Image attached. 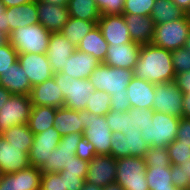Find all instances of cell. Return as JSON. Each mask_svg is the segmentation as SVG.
<instances>
[{"instance_id":"obj_1","label":"cell","mask_w":190,"mask_h":190,"mask_svg":"<svg viewBox=\"0 0 190 190\" xmlns=\"http://www.w3.org/2000/svg\"><path fill=\"white\" fill-rule=\"evenodd\" d=\"M175 75L170 50L152 43L141 46L133 77L159 84L174 81Z\"/></svg>"},{"instance_id":"obj_2","label":"cell","mask_w":190,"mask_h":190,"mask_svg":"<svg viewBox=\"0 0 190 190\" xmlns=\"http://www.w3.org/2000/svg\"><path fill=\"white\" fill-rule=\"evenodd\" d=\"M152 121L139 127L142 138L150 147H168L177 138L180 118L153 111Z\"/></svg>"},{"instance_id":"obj_3","label":"cell","mask_w":190,"mask_h":190,"mask_svg":"<svg viewBox=\"0 0 190 190\" xmlns=\"http://www.w3.org/2000/svg\"><path fill=\"white\" fill-rule=\"evenodd\" d=\"M51 32L42 25L20 27L9 34V42L19 53L46 54Z\"/></svg>"},{"instance_id":"obj_4","label":"cell","mask_w":190,"mask_h":190,"mask_svg":"<svg viewBox=\"0 0 190 190\" xmlns=\"http://www.w3.org/2000/svg\"><path fill=\"white\" fill-rule=\"evenodd\" d=\"M133 78V70L114 68L100 63L89 77L95 90L113 94H127L126 88Z\"/></svg>"},{"instance_id":"obj_5","label":"cell","mask_w":190,"mask_h":190,"mask_svg":"<svg viewBox=\"0 0 190 190\" xmlns=\"http://www.w3.org/2000/svg\"><path fill=\"white\" fill-rule=\"evenodd\" d=\"M53 77L65 98L64 107L76 111L86 108L87 101L91 98V93L95 90L89 78L75 79L62 72H55Z\"/></svg>"},{"instance_id":"obj_6","label":"cell","mask_w":190,"mask_h":190,"mask_svg":"<svg viewBox=\"0 0 190 190\" xmlns=\"http://www.w3.org/2000/svg\"><path fill=\"white\" fill-rule=\"evenodd\" d=\"M146 169L144 157L119 158L115 181L125 190H150L146 181Z\"/></svg>"},{"instance_id":"obj_7","label":"cell","mask_w":190,"mask_h":190,"mask_svg":"<svg viewBox=\"0 0 190 190\" xmlns=\"http://www.w3.org/2000/svg\"><path fill=\"white\" fill-rule=\"evenodd\" d=\"M84 123L83 136L94 145L97 155H110L112 130L105 116L94 115L86 109L78 110Z\"/></svg>"},{"instance_id":"obj_8","label":"cell","mask_w":190,"mask_h":190,"mask_svg":"<svg viewBox=\"0 0 190 190\" xmlns=\"http://www.w3.org/2000/svg\"><path fill=\"white\" fill-rule=\"evenodd\" d=\"M190 31V22L185 15L177 20L156 24L152 44L163 49L182 48Z\"/></svg>"},{"instance_id":"obj_9","label":"cell","mask_w":190,"mask_h":190,"mask_svg":"<svg viewBox=\"0 0 190 190\" xmlns=\"http://www.w3.org/2000/svg\"><path fill=\"white\" fill-rule=\"evenodd\" d=\"M183 98L184 93L177 87L175 81L155 84L152 110L181 119Z\"/></svg>"},{"instance_id":"obj_10","label":"cell","mask_w":190,"mask_h":190,"mask_svg":"<svg viewBox=\"0 0 190 190\" xmlns=\"http://www.w3.org/2000/svg\"><path fill=\"white\" fill-rule=\"evenodd\" d=\"M31 109L30 95L12 94L0 109V135L14 125L27 124Z\"/></svg>"},{"instance_id":"obj_11","label":"cell","mask_w":190,"mask_h":190,"mask_svg":"<svg viewBox=\"0 0 190 190\" xmlns=\"http://www.w3.org/2000/svg\"><path fill=\"white\" fill-rule=\"evenodd\" d=\"M83 133H72L61 137L56 149L46 159L40 168L42 173H53L62 171L75 157V152Z\"/></svg>"},{"instance_id":"obj_12","label":"cell","mask_w":190,"mask_h":190,"mask_svg":"<svg viewBox=\"0 0 190 190\" xmlns=\"http://www.w3.org/2000/svg\"><path fill=\"white\" fill-rule=\"evenodd\" d=\"M117 159L112 155H97L88 164L86 183L105 187L115 182Z\"/></svg>"},{"instance_id":"obj_13","label":"cell","mask_w":190,"mask_h":190,"mask_svg":"<svg viewBox=\"0 0 190 190\" xmlns=\"http://www.w3.org/2000/svg\"><path fill=\"white\" fill-rule=\"evenodd\" d=\"M18 61L32 87L53 77L54 73L46 54L19 53Z\"/></svg>"},{"instance_id":"obj_14","label":"cell","mask_w":190,"mask_h":190,"mask_svg":"<svg viewBox=\"0 0 190 190\" xmlns=\"http://www.w3.org/2000/svg\"><path fill=\"white\" fill-rule=\"evenodd\" d=\"M60 140L61 135L54 127L34 134V142L28 154L30 165L41 168L51 155V151L56 149Z\"/></svg>"},{"instance_id":"obj_15","label":"cell","mask_w":190,"mask_h":190,"mask_svg":"<svg viewBox=\"0 0 190 190\" xmlns=\"http://www.w3.org/2000/svg\"><path fill=\"white\" fill-rule=\"evenodd\" d=\"M31 147H16L0 135V168L4 174H13L27 168Z\"/></svg>"},{"instance_id":"obj_16","label":"cell","mask_w":190,"mask_h":190,"mask_svg":"<svg viewBox=\"0 0 190 190\" xmlns=\"http://www.w3.org/2000/svg\"><path fill=\"white\" fill-rule=\"evenodd\" d=\"M42 171L29 165L13 174H4L0 181V190H40Z\"/></svg>"},{"instance_id":"obj_17","label":"cell","mask_w":190,"mask_h":190,"mask_svg":"<svg viewBox=\"0 0 190 190\" xmlns=\"http://www.w3.org/2000/svg\"><path fill=\"white\" fill-rule=\"evenodd\" d=\"M103 38L109 45L126 44L132 42L123 14L101 15L97 22Z\"/></svg>"},{"instance_id":"obj_18","label":"cell","mask_w":190,"mask_h":190,"mask_svg":"<svg viewBox=\"0 0 190 190\" xmlns=\"http://www.w3.org/2000/svg\"><path fill=\"white\" fill-rule=\"evenodd\" d=\"M141 44L134 41L126 44L109 45L106 58L103 63L114 68H126L133 70L138 61Z\"/></svg>"},{"instance_id":"obj_19","label":"cell","mask_w":190,"mask_h":190,"mask_svg":"<svg viewBox=\"0 0 190 190\" xmlns=\"http://www.w3.org/2000/svg\"><path fill=\"white\" fill-rule=\"evenodd\" d=\"M39 24L51 33L61 32L63 26L70 19L67 6L37 1Z\"/></svg>"},{"instance_id":"obj_20","label":"cell","mask_w":190,"mask_h":190,"mask_svg":"<svg viewBox=\"0 0 190 190\" xmlns=\"http://www.w3.org/2000/svg\"><path fill=\"white\" fill-rule=\"evenodd\" d=\"M64 99L63 93L55 82L54 77L32 87L30 92L32 105L59 108L64 107Z\"/></svg>"},{"instance_id":"obj_21","label":"cell","mask_w":190,"mask_h":190,"mask_svg":"<svg viewBox=\"0 0 190 190\" xmlns=\"http://www.w3.org/2000/svg\"><path fill=\"white\" fill-rule=\"evenodd\" d=\"M76 49L77 47L69 42L61 32L50 34L46 55L51 64L53 73L60 72L62 70L67 58Z\"/></svg>"},{"instance_id":"obj_22","label":"cell","mask_w":190,"mask_h":190,"mask_svg":"<svg viewBox=\"0 0 190 190\" xmlns=\"http://www.w3.org/2000/svg\"><path fill=\"white\" fill-rule=\"evenodd\" d=\"M101 62L92 55L75 50L64 64L60 72L75 79H87Z\"/></svg>"},{"instance_id":"obj_23","label":"cell","mask_w":190,"mask_h":190,"mask_svg":"<svg viewBox=\"0 0 190 190\" xmlns=\"http://www.w3.org/2000/svg\"><path fill=\"white\" fill-rule=\"evenodd\" d=\"M123 16L132 41L141 45L152 43L156 24L151 16L137 14H123Z\"/></svg>"},{"instance_id":"obj_24","label":"cell","mask_w":190,"mask_h":190,"mask_svg":"<svg viewBox=\"0 0 190 190\" xmlns=\"http://www.w3.org/2000/svg\"><path fill=\"white\" fill-rule=\"evenodd\" d=\"M126 91L131 107L152 109L155 92L154 83L133 77L126 88Z\"/></svg>"},{"instance_id":"obj_25","label":"cell","mask_w":190,"mask_h":190,"mask_svg":"<svg viewBox=\"0 0 190 190\" xmlns=\"http://www.w3.org/2000/svg\"><path fill=\"white\" fill-rule=\"evenodd\" d=\"M0 85L12 94L30 95L32 86L17 60L5 73L0 74Z\"/></svg>"},{"instance_id":"obj_26","label":"cell","mask_w":190,"mask_h":190,"mask_svg":"<svg viewBox=\"0 0 190 190\" xmlns=\"http://www.w3.org/2000/svg\"><path fill=\"white\" fill-rule=\"evenodd\" d=\"M10 33L17 28L38 24L37 1L8 7L6 9Z\"/></svg>"},{"instance_id":"obj_27","label":"cell","mask_w":190,"mask_h":190,"mask_svg":"<svg viewBox=\"0 0 190 190\" xmlns=\"http://www.w3.org/2000/svg\"><path fill=\"white\" fill-rule=\"evenodd\" d=\"M81 114L73 109L59 107L54 118V128L61 137L72 133H84Z\"/></svg>"},{"instance_id":"obj_28","label":"cell","mask_w":190,"mask_h":190,"mask_svg":"<svg viewBox=\"0 0 190 190\" xmlns=\"http://www.w3.org/2000/svg\"><path fill=\"white\" fill-rule=\"evenodd\" d=\"M108 47L109 44L103 38L102 32L97 25L84 36L77 46V50L92 55L102 63L106 58Z\"/></svg>"},{"instance_id":"obj_29","label":"cell","mask_w":190,"mask_h":190,"mask_svg":"<svg viewBox=\"0 0 190 190\" xmlns=\"http://www.w3.org/2000/svg\"><path fill=\"white\" fill-rule=\"evenodd\" d=\"M57 108L51 106L32 105L28 127L33 134H38L54 127V118Z\"/></svg>"},{"instance_id":"obj_30","label":"cell","mask_w":190,"mask_h":190,"mask_svg":"<svg viewBox=\"0 0 190 190\" xmlns=\"http://www.w3.org/2000/svg\"><path fill=\"white\" fill-rule=\"evenodd\" d=\"M170 166L147 167L146 181L150 190H182L172 183Z\"/></svg>"},{"instance_id":"obj_31","label":"cell","mask_w":190,"mask_h":190,"mask_svg":"<svg viewBox=\"0 0 190 190\" xmlns=\"http://www.w3.org/2000/svg\"><path fill=\"white\" fill-rule=\"evenodd\" d=\"M185 15L186 12L177 7L172 0H155L150 14L155 24H163L177 20Z\"/></svg>"},{"instance_id":"obj_32","label":"cell","mask_w":190,"mask_h":190,"mask_svg":"<svg viewBox=\"0 0 190 190\" xmlns=\"http://www.w3.org/2000/svg\"><path fill=\"white\" fill-rule=\"evenodd\" d=\"M97 22L70 17L68 22L63 26L61 33L69 42L77 47L84 36L97 26Z\"/></svg>"},{"instance_id":"obj_33","label":"cell","mask_w":190,"mask_h":190,"mask_svg":"<svg viewBox=\"0 0 190 190\" xmlns=\"http://www.w3.org/2000/svg\"><path fill=\"white\" fill-rule=\"evenodd\" d=\"M67 8L72 18L98 21L101 17L95 0H69Z\"/></svg>"},{"instance_id":"obj_34","label":"cell","mask_w":190,"mask_h":190,"mask_svg":"<svg viewBox=\"0 0 190 190\" xmlns=\"http://www.w3.org/2000/svg\"><path fill=\"white\" fill-rule=\"evenodd\" d=\"M105 118L112 132L126 133L127 131H140L139 126L135 125L133 121V114H129L128 112L110 110L105 114Z\"/></svg>"},{"instance_id":"obj_35","label":"cell","mask_w":190,"mask_h":190,"mask_svg":"<svg viewBox=\"0 0 190 190\" xmlns=\"http://www.w3.org/2000/svg\"><path fill=\"white\" fill-rule=\"evenodd\" d=\"M2 136L16 147H32L34 142V134L27 124L14 125L8 128Z\"/></svg>"},{"instance_id":"obj_36","label":"cell","mask_w":190,"mask_h":190,"mask_svg":"<svg viewBox=\"0 0 190 190\" xmlns=\"http://www.w3.org/2000/svg\"><path fill=\"white\" fill-rule=\"evenodd\" d=\"M111 95L107 92L94 90L87 101L86 110L94 115L105 116L110 110Z\"/></svg>"},{"instance_id":"obj_37","label":"cell","mask_w":190,"mask_h":190,"mask_svg":"<svg viewBox=\"0 0 190 190\" xmlns=\"http://www.w3.org/2000/svg\"><path fill=\"white\" fill-rule=\"evenodd\" d=\"M126 138L128 156L134 157H144L146 154L147 148H149V144L144 141L141 136L140 131H127L123 133Z\"/></svg>"},{"instance_id":"obj_38","label":"cell","mask_w":190,"mask_h":190,"mask_svg":"<svg viewBox=\"0 0 190 190\" xmlns=\"http://www.w3.org/2000/svg\"><path fill=\"white\" fill-rule=\"evenodd\" d=\"M144 160L147 167L170 166L167 147H149L147 148Z\"/></svg>"},{"instance_id":"obj_39","label":"cell","mask_w":190,"mask_h":190,"mask_svg":"<svg viewBox=\"0 0 190 190\" xmlns=\"http://www.w3.org/2000/svg\"><path fill=\"white\" fill-rule=\"evenodd\" d=\"M174 81L177 87L184 93L182 104L183 117L190 118V71L176 74Z\"/></svg>"},{"instance_id":"obj_40","label":"cell","mask_w":190,"mask_h":190,"mask_svg":"<svg viewBox=\"0 0 190 190\" xmlns=\"http://www.w3.org/2000/svg\"><path fill=\"white\" fill-rule=\"evenodd\" d=\"M167 149L171 164L179 165L190 160V145L181 144L180 141L175 139L170 143Z\"/></svg>"},{"instance_id":"obj_41","label":"cell","mask_w":190,"mask_h":190,"mask_svg":"<svg viewBox=\"0 0 190 190\" xmlns=\"http://www.w3.org/2000/svg\"><path fill=\"white\" fill-rule=\"evenodd\" d=\"M155 0H124L123 14L150 16Z\"/></svg>"},{"instance_id":"obj_42","label":"cell","mask_w":190,"mask_h":190,"mask_svg":"<svg viewBox=\"0 0 190 190\" xmlns=\"http://www.w3.org/2000/svg\"><path fill=\"white\" fill-rule=\"evenodd\" d=\"M171 59L176 74L190 71V49L182 47L172 50Z\"/></svg>"},{"instance_id":"obj_43","label":"cell","mask_w":190,"mask_h":190,"mask_svg":"<svg viewBox=\"0 0 190 190\" xmlns=\"http://www.w3.org/2000/svg\"><path fill=\"white\" fill-rule=\"evenodd\" d=\"M40 190H66L64 175L60 172L43 173Z\"/></svg>"},{"instance_id":"obj_44","label":"cell","mask_w":190,"mask_h":190,"mask_svg":"<svg viewBox=\"0 0 190 190\" xmlns=\"http://www.w3.org/2000/svg\"><path fill=\"white\" fill-rule=\"evenodd\" d=\"M110 141H111L110 155H112L115 159L128 156L126 138L122 132H113Z\"/></svg>"},{"instance_id":"obj_45","label":"cell","mask_w":190,"mask_h":190,"mask_svg":"<svg viewBox=\"0 0 190 190\" xmlns=\"http://www.w3.org/2000/svg\"><path fill=\"white\" fill-rule=\"evenodd\" d=\"M18 60V52L10 44H5L0 47V74L5 73L10 68V65Z\"/></svg>"},{"instance_id":"obj_46","label":"cell","mask_w":190,"mask_h":190,"mask_svg":"<svg viewBox=\"0 0 190 190\" xmlns=\"http://www.w3.org/2000/svg\"><path fill=\"white\" fill-rule=\"evenodd\" d=\"M101 15L123 14L124 0H95Z\"/></svg>"},{"instance_id":"obj_47","label":"cell","mask_w":190,"mask_h":190,"mask_svg":"<svg viewBox=\"0 0 190 190\" xmlns=\"http://www.w3.org/2000/svg\"><path fill=\"white\" fill-rule=\"evenodd\" d=\"M88 164V161L75 157L60 173L78 175L80 178H86Z\"/></svg>"},{"instance_id":"obj_48","label":"cell","mask_w":190,"mask_h":190,"mask_svg":"<svg viewBox=\"0 0 190 190\" xmlns=\"http://www.w3.org/2000/svg\"><path fill=\"white\" fill-rule=\"evenodd\" d=\"M75 155L82 160L90 162L96 156L94 145L83 136L78 143Z\"/></svg>"},{"instance_id":"obj_49","label":"cell","mask_w":190,"mask_h":190,"mask_svg":"<svg viewBox=\"0 0 190 190\" xmlns=\"http://www.w3.org/2000/svg\"><path fill=\"white\" fill-rule=\"evenodd\" d=\"M128 113L133 114V121L135 122V125H138L139 127H144L149 123H153V121H152L153 110L152 109H139V108L131 107L128 110Z\"/></svg>"},{"instance_id":"obj_50","label":"cell","mask_w":190,"mask_h":190,"mask_svg":"<svg viewBox=\"0 0 190 190\" xmlns=\"http://www.w3.org/2000/svg\"><path fill=\"white\" fill-rule=\"evenodd\" d=\"M110 99L111 110L117 112H128V110L131 108V104L129 98L127 97V94H113L111 95Z\"/></svg>"},{"instance_id":"obj_51","label":"cell","mask_w":190,"mask_h":190,"mask_svg":"<svg viewBox=\"0 0 190 190\" xmlns=\"http://www.w3.org/2000/svg\"><path fill=\"white\" fill-rule=\"evenodd\" d=\"M172 183L175 187L185 190L190 187V181H184V174L179 165L171 164V174Z\"/></svg>"},{"instance_id":"obj_52","label":"cell","mask_w":190,"mask_h":190,"mask_svg":"<svg viewBox=\"0 0 190 190\" xmlns=\"http://www.w3.org/2000/svg\"><path fill=\"white\" fill-rule=\"evenodd\" d=\"M176 139L181 144L190 145V118L182 117L180 119Z\"/></svg>"},{"instance_id":"obj_53","label":"cell","mask_w":190,"mask_h":190,"mask_svg":"<svg viewBox=\"0 0 190 190\" xmlns=\"http://www.w3.org/2000/svg\"><path fill=\"white\" fill-rule=\"evenodd\" d=\"M66 190H81L85 184L86 178H80L78 175L63 174Z\"/></svg>"},{"instance_id":"obj_54","label":"cell","mask_w":190,"mask_h":190,"mask_svg":"<svg viewBox=\"0 0 190 190\" xmlns=\"http://www.w3.org/2000/svg\"><path fill=\"white\" fill-rule=\"evenodd\" d=\"M6 9L7 7L0 0V31H4L9 35L10 26L8 24Z\"/></svg>"},{"instance_id":"obj_55","label":"cell","mask_w":190,"mask_h":190,"mask_svg":"<svg viewBox=\"0 0 190 190\" xmlns=\"http://www.w3.org/2000/svg\"><path fill=\"white\" fill-rule=\"evenodd\" d=\"M12 95L6 88L0 86V109L3 107V104L7 102V100Z\"/></svg>"},{"instance_id":"obj_56","label":"cell","mask_w":190,"mask_h":190,"mask_svg":"<svg viewBox=\"0 0 190 190\" xmlns=\"http://www.w3.org/2000/svg\"><path fill=\"white\" fill-rule=\"evenodd\" d=\"M179 166L182 169V173L184 174V181H190V160L179 164Z\"/></svg>"},{"instance_id":"obj_57","label":"cell","mask_w":190,"mask_h":190,"mask_svg":"<svg viewBox=\"0 0 190 190\" xmlns=\"http://www.w3.org/2000/svg\"><path fill=\"white\" fill-rule=\"evenodd\" d=\"M32 1H36V0H1V2L8 8V7H12V6H18V5H22V4H26Z\"/></svg>"},{"instance_id":"obj_58","label":"cell","mask_w":190,"mask_h":190,"mask_svg":"<svg viewBox=\"0 0 190 190\" xmlns=\"http://www.w3.org/2000/svg\"><path fill=\"white\" fill-rule=\"evenodd\" d=\"M175 5L187 12L190 8V0H172Z\"/></svg>"},{"instance_id":"obj_59","label":"cell","mask_w":190,"mask_h":190,"mask_svg":"<svg viewBox=\"0 0 190 190\" xmlns=\"http://www.w3.org/2000/svg\"><path fill=\"white\" fill-rule=\"evenodd\" d=\"M103 190H125V189L115 181L103 187Z\"/></svg>"},{"instance_id":"obj_60","label":"cell","mask_w":190,"mask_h":190,"mask_svg":"<svg viewBox=\"0 0 190 190\" xmlns=\"http://www.w3.org/2000/svg\"><path fill=\"white\" fill-rule=\"evenodd\" d=\"M36 1H42V2H48L52 4H56L58 6H67L69 0H36Z\"/></svg>"},{"instance_id":"obj_61","label":"cell","mask_w":190,"mask_h":190,"mask_svg":"<svg viewBox=\"0 0 190 190\" xmlns=\"http://www.w3.org/2000/svg\"><path fill=\"white\" fill-rule=\"evenodd\" d=\"M8 43H9V35L4 31H0V47Z\"/></svg>"},{"instance_id":"obj_62","label":"cell","mask_w":190,"mask_h":190,"mask_svg":"<svg viewBox=\"0 0 190 190\" xmlns=\"http://www.w3.org/2000/svg\"><path fill=\"white\" fill-rule=\"evenodd\" d=\"M81 190H103V187L92 185V184L85 182V184Z\"/></svg>"},{"instance_id":"obj_63","label":"cell","mask_w":190,"mask_h":190,"mask_svg":"<svg viewBox=\"0 0 190 190\" xmlns=\"http://www.w3.org/2000/svg\"><path fill=\"white\" fill-rule=\"evenodd\" d=\"M183 47L185 49H190V31H189L188 37H187Z\"/></svg>"},{"instance_id":"obj_64","label":"cell","mask_w":190,"mask_h":190,"mask_svg":"<svg viewBox=\"0 0 190 190\" xmlns=\"http://www.w3.org/2000/svg\"><path fill=\"white\" fill-rule=\"evenodd\" d=\"M186 16H187V18H188V21L190 22V8H189V10L186 12Z\"/></svg>"},{"instance_id":"obj_65","label":"cell","mask_w":190,"mask_h":190,"mask_svg":"<svg viewBox=\"0 0 190 190\" xmlns=\"http://www.w3.org/2000/svg\"><path fill=\"white\" fill-rule=\"evenodd\" d=\"M3 176H4V172H3L2 168H0V181L3 178Z\"/></svg>"}]
</instances>
